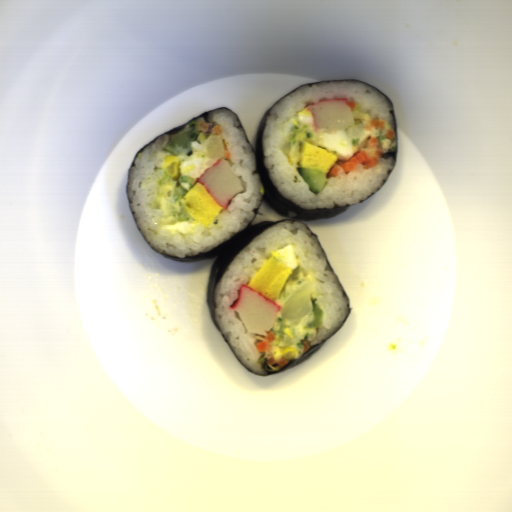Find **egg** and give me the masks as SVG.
Segmentation results:
<instances>
[{
    "label": "egg",
    "mask_w": 512,
    "mask_h": 512,
    "mask_svg": "<svg viewBox=\"0 0 512 512\" xmlns=\"http://www.w3.org/2000/svg\"><path fill=\"white\" fill-rule=\"evenodd\" d=\"M259 270L251 276L246 286L251 287L280 306L276 320L270 330L275 339L270 343L283 351L295 347L299 352L313 338L315 329H305L314 320L313 269L303 268L292 244H286L276 251Z\"/></svg>",
    "instance_id": "egg-1"
},
{
    "label": "egg",
    "mask_w": 512,
    "mask_h": 512,
    "mask_svg": "<svg viewBox=\"0 0 512 512\" xmlns=\"http://www.w3.org/2000/svg\"><path fill=\"white\" fill-rule=\"evenodd\" d=\"M221 137L209 132L199 133L196 141H191V155H177L182 160L177 179L165 172L156 182L151 208L160 210V229L182 238H195L202 234L221 212L222 208L198 182L201 174L217 160L224 159L225 149ZM181 175L193 177L194 186L189 190L187 183L180 182ZM175 185L189 190L181 202L193 218L187 222L173 221L171 198Z\"/></svg>",
    "instance_id": "egg-2"
},
{
    "label": "egg",
    "mask_w": 512,
    "mask_h": 512,
    "mask_svg": "<svg viewBox=\"0 0 512 512\" xmlns=\"http://www.w3.org/2000/svg\"><path fill=\"white\" fill-rule=\"evenodd\" d=\"M354 124L335 131H316L313 113L306 107L283 123L282 138L288 137L295 125H306L312 136L281 147L289 165L297 168H315L326 176L337 159L350 160L355 152L367 144L368 138H378L380 131L371 126L369 113L353 107Z\"/></svg>",
    "instance_id": "egg-3"
}]
</instances>
